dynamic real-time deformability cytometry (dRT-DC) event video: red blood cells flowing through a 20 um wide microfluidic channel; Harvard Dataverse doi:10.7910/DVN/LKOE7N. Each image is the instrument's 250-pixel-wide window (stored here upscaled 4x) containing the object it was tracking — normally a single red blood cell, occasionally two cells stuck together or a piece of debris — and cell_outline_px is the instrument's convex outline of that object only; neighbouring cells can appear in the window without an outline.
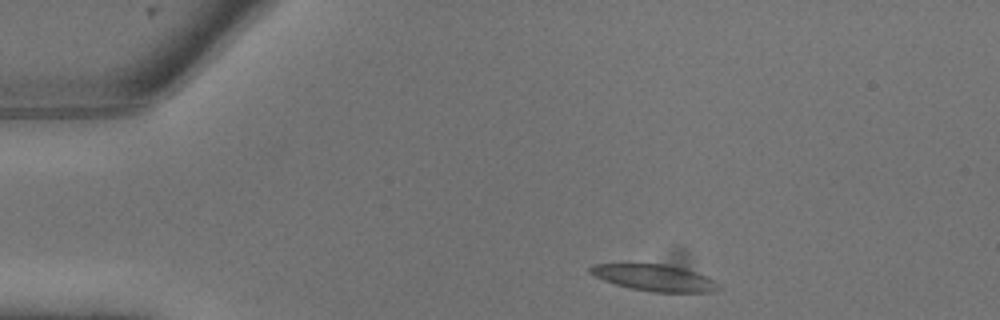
{"species": "common noctule bat (a hibernating species)", "species_latin": "Nyctalus noctula", "temperature_condition": "warm", "stored_images_in_passage": 17, "camera_frame_rate_fps": 3000, "um_per_image_px": 0.085, "animal": {"sex": "male", "body_mass_g": 13.3}, "frame": {"image": 1, "passage_image": 1, "time_ms": 0.0, "image_size_px": [1000, 320], "cell_outline_px": [[720, 288], [712, 292], [652, 292], [628, 288], [604, 280], [588, 272], [588, 268], [592, 264], [664, 264], [684, 268], [696, 272], [716, 280]], "centroid_in_image_um": [55.64, 23.61], "position_along_channel_um": 29.4, "area_um2": 19.83}}
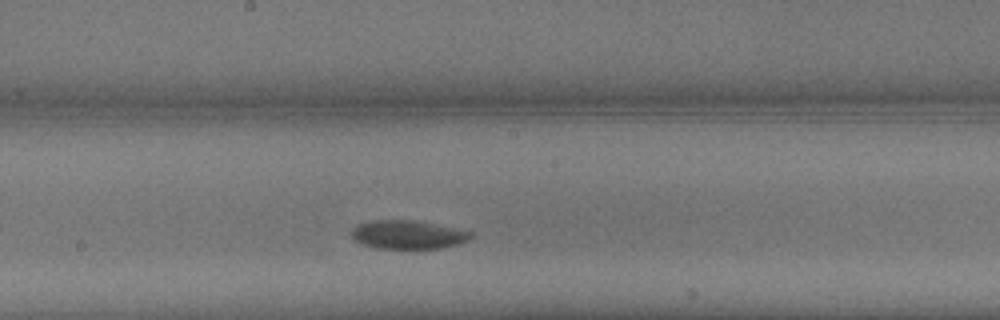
{"frame": {"image": 2, "passage_image": 10, "time_ms": 3.0, "image_size_px": [1000, 320], "cell_outline_px": [[472, 236], [468, 240], [460, 244], [444, 248], [376, 248], [352, 240], [352, 228], [356, 224], [372, 220], [412, 220], [472, 232]], "centroid_in_image_um": [34.63, 19.95], "position_along_channel_um": 213.6, "area_um2": 19.71}}
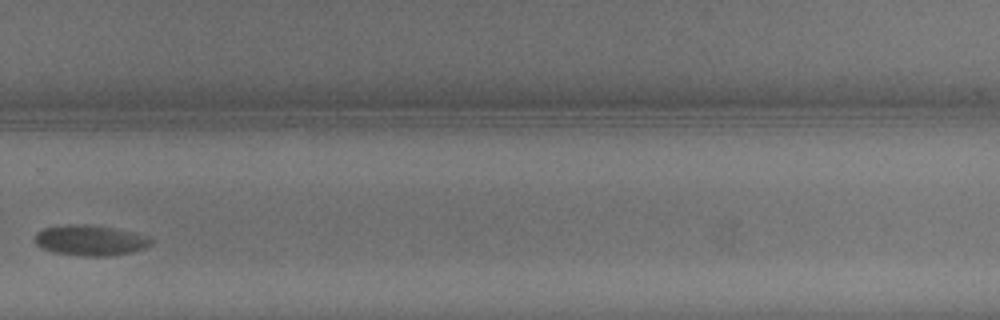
{"frame": {"image": 3, "passage_image": 14, "time_ms": 4.333, "image_size_px": [1000, 320], "cell_outline_px": [[152, 244], [144, 248], [132, 252], [108, 256], [80, 256], [52, 252], [36, 244], [36, 232], [44, 228], [68, 224], [84, 224], [116, 228], [148, 236], [152, 240]], "centroid_in_image_um": [7.69, 20.43], "position_along_channel_um": 322.1, "area_um2": 20.63}}